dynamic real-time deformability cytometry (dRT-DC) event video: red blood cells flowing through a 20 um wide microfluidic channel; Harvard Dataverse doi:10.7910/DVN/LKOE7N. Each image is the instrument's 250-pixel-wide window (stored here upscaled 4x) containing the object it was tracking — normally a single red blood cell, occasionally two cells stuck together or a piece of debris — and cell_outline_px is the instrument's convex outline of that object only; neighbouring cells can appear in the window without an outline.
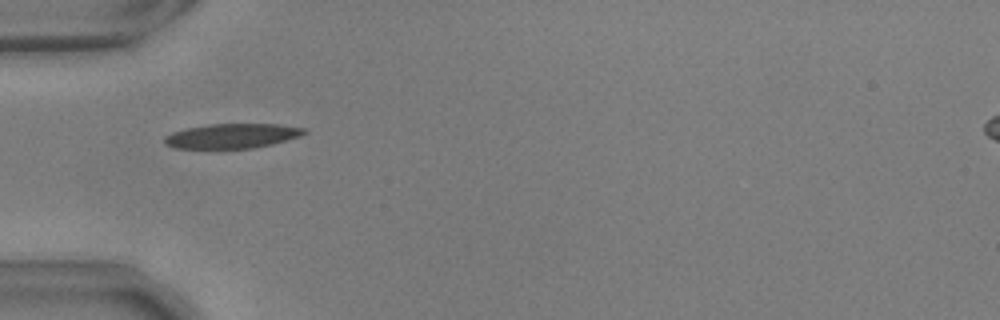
{"species": "common noctule bat (a hibernating species)", "species_latin": "Nyctalus noctula", "temperature_condition": "warm", "stored_images_in_passage": 38, "camera_frame_rate_fps": 3000, "um_per_image_px": 0.085, "animal": {"sex": "male", "body_mass_g": 17.9, "forearm_length_mm": 54.2}, "frame": {"image": 1, "passage_image": 1, "time_ms": 0.0, "image_size_px": [1000, 320], "cell_outline_px": [[308, 132], [300, 136], [272, 144], [252, 148], [172, 148], [164, 144], [164, 136], [172, 132], [184, 128], [208, 124], [276, 124], [308, 128]], "centroid_in_image_um": [19.71, 11.55], "position_along_channel_um": 65.3, "area_um2": 20.23}}
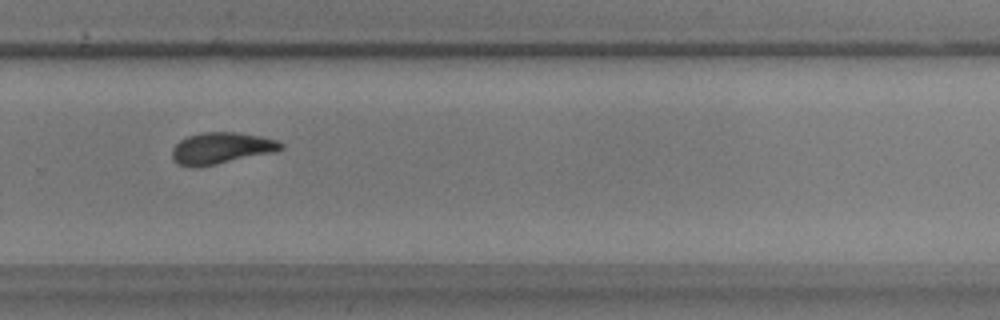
{"frame": {"image": 2, "passage_image": 21, "time_ms": 6.667, "image_size_px": [1000, 320], "cell_outline_px": [[284, 148], [276, 152], [196, 168], [188, 168], [176, 164], [172, 160], [172, 148], [180, 140], [188, 136], [204, 132], [236, 132], [260, 136], [276, 140], [284, 144]], "centroid_in_image_um": [18.78, 12.61], "position_along_channel_um": 311.0, "area_um2": 20.23}}
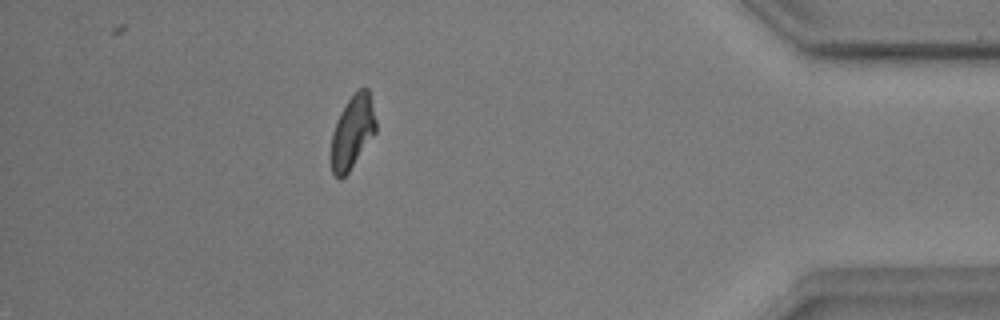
{"frame": {"image": 3, "passage_image": 32, "time_ms": 10.333, "image_size_px": [1000, 320], "cell_outline_px": [[376, 132], [348, 172], [340, 180], [332, 172], [332, 132], [336, 120], [340, 112], [348, 100], [360, 88], [368, 88], [376, 120]], "centroid_in_image_um": [29.96, 11.21], "position_along_channel_um": 405.2, "area_um2": 18.73}, "authors_computed_cell_mechanics": {"area_um2": 19.9121, "velocity_mm_per_s": 3.7044, "shape_relaxation_time_tau1_ms": 8.7841, "shape_relaxation_time_tau2_ms": 3.2509, "deformation_change_tau1": 0.2389, "deformation_change_tau2": 0.0944}}